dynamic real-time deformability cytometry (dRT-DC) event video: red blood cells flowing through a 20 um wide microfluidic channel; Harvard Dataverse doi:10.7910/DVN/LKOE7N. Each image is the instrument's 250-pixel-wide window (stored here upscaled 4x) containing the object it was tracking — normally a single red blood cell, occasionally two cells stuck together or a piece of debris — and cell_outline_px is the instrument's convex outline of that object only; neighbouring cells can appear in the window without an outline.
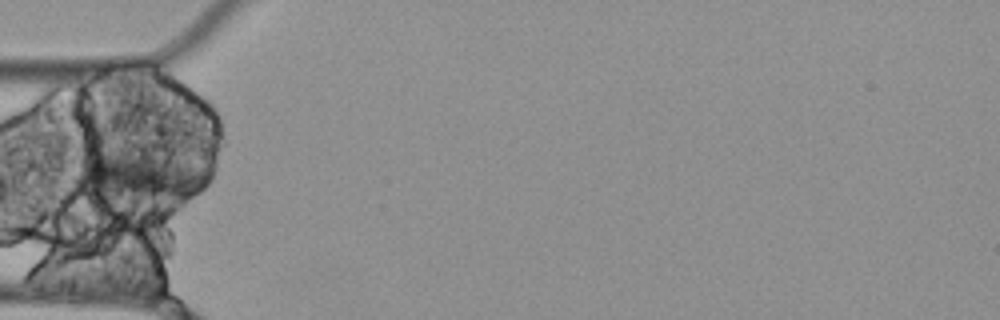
{"species": "Egyptian fruit bat (a non-hibernating species)", "species_latin": "Rousettus aegyptiacus", "temperature_condition": "cold", "stored_images_in_passage": 6, "segment_of_instrument_passage": [1, 2], "camera_frame_rate_fps": 3000, "um_per_image_px": 0.085, "animal": {"sex": "female"}, "frame": {"image": 1, "passage_image": 3, "time_ms": 0.667, "image_size_px": [1000, 320], "cell_outline_px": [[212, 176], [208, 184], [204, 188], [184, 200], [172, 200], [96, 196], [92, 192], [80, 172], [80, 156], [104, 152], [136, 156], [212, 168]], "centroid_in_image_um": [12.07, 15.05], "position_along_channel_um": 72.9, "area_um2": 34.8}}